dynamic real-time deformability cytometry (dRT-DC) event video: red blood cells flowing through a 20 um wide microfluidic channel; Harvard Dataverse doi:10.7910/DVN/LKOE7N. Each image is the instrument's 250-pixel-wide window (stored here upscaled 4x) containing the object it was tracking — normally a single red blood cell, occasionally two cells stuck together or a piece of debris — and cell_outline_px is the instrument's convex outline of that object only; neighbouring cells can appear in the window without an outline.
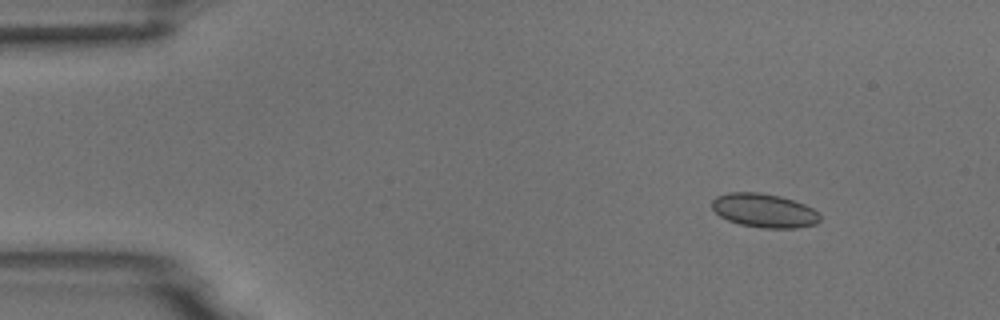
{"species": "common noctule bat (a hibernating species)", "species_latin": "Nyctalus noctula", "temperature_condition": "room temperature", "stored_images_in_passage": 4, "camera_frame_rate_fps": 3000, "um_per_image_px": 0.085, "animal": {"sex": "male", "body_mass_g": 18.8}, "frame": {"image": 1, "passage_image": 2, "time_ms": 0.333, "image_size_px": [1000, 320], "cell_outline_px": [[820, 220], [816, 224], [796, 228], [760, 228], [740, 224], [728, 220], [720, 216], [712, 208], [712, 200], [716, 196], [728, 192], [760, 192], [780, 196], [804, 204], [812, 208], [820, 216]], "centroid_in_image_um": [64.93, 17.89], "position_along_channel_um": 20.1, "area_um2": 21.33}}
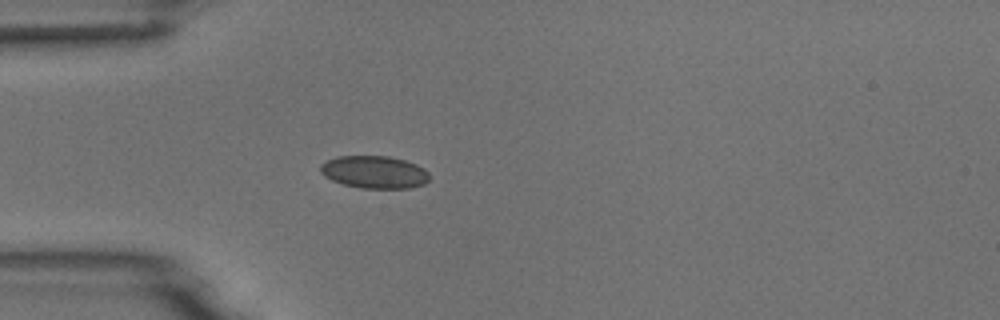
{"frame": {"image": 2, "passage_image": 4, "time_ms": 1.0, "image_size_px": [1000, 320], "cell_outline_px": [[428, 180], [424, 184], [408, 188], [360, 188], [344, 184], [332, 180], [324, 176], [320, 172], [320, 164], [336, 156], [388, 156], [404, 160], [416, 164], [424, 168], [428, 172]], "centroid_in_image_um": [31.8, 14.62], "position_along_channel_um": 53.2, "area_um2": 20.63}}